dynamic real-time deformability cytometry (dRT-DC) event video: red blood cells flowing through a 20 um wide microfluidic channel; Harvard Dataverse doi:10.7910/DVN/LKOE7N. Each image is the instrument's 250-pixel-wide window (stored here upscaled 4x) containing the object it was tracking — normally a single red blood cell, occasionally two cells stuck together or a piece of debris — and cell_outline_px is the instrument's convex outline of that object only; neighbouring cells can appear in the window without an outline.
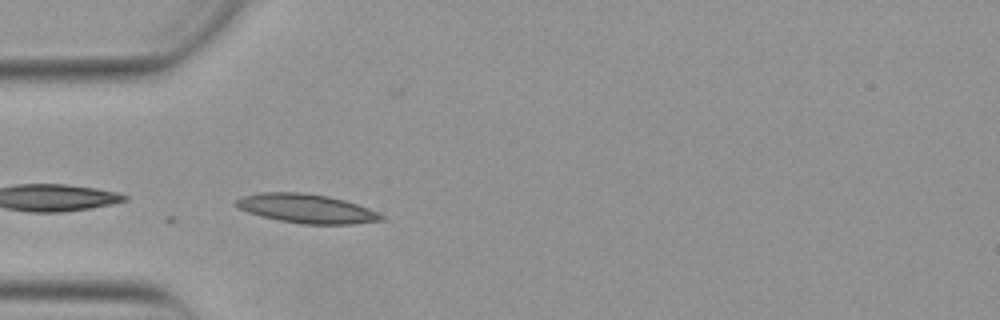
{"species": "Egyptian fruit bat (a non-hibernating species)", "species_latin": "Rousettus aegyptiacus", "temperature_condition": "warm", "stored_images_in_passage": 8, "camera_frame_rate_fps": 3000, "um_per_image_px": 0.085, "animal": {"sex": "female"}, "frame": {"image": 1, "passage_image": 1, "time_ms": 0.0, "image_size_px": [1000, 320], "cell_outline_px": [[384, 220], [352, 224], [300, 224], [260, 216], [236, 208], [232, 204], [240, 196], [260, 192], [300, 192], [328, 196], [344, 200], [368, 208], [384, 216]], "centroid_in_image_um": [25.98, 17.72], "position_along_channel_um": 59.0, "area_um2": 24.68}}